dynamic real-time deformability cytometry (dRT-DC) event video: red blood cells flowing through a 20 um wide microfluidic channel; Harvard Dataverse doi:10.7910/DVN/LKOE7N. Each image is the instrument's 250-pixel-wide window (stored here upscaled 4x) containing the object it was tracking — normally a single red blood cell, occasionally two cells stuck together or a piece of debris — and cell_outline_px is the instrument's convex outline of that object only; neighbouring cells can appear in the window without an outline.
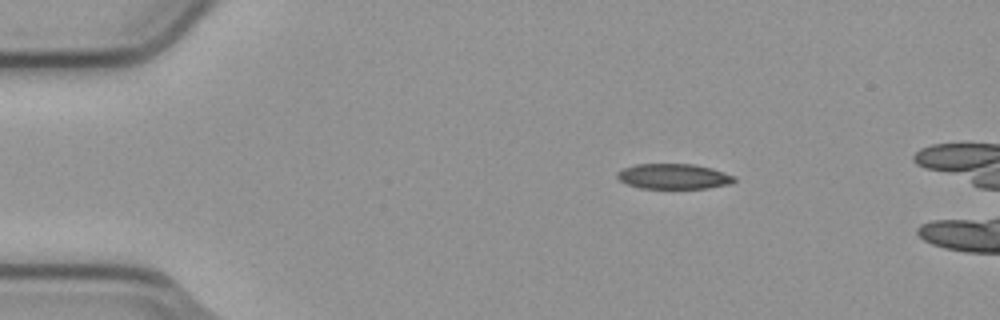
{"species": "common noctule bat (a hibernating species)", "species_latin": "Nyctalus noctula", "temperature_condition": "cold", "stored_images_in_passage": 4, "camera_frame_rate_fps": 3000, "um_per_image_px": 0.085, "animal": {"sex": "male", "body_mass_g": 23.1, "forearm_length_mm": 52.7}, "frame": {"image": 1, "passage_image": 1, "time_ms": 0.0, "image_size_px": [1000, 320], "cell_outline_px": [[736, 180], [732, 184], [708, 188], [640, 188], [628, 184], [620, 180], [616, 176], [616, 172], [624, 168], [636, 164], [692, 164], [712, 168], [736, 176]], "centroid_in_image_um": [57.29, 14.99], "position_along_channel_um": 27.7, "area_um2": 17.28}}